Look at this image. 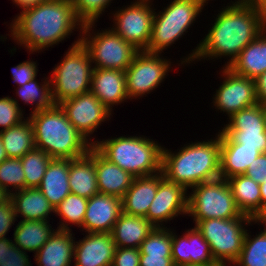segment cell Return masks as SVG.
<instances>
[{"mask_svg":"<svg viewBox=\"0 0 266 266\" xmlns=\"http://www.w3.org/2000/svg\"><path fill=\"white\" fill-rule=\"evenodd\" d=\"M139 248L116 247L111 266H140Z\"/></svg>","mask_w":266,"mask_h":266,"instance_id":"cell-43","label":"cell"},{"mask_svg":"<svg viewBox=\"0 0 266 266\" xmlns=\"http://www.w3.org/2000/svg\"><path fill=\"white\" fill-rule=\"evenodd\" d=\"M83 24L71 0H48L18 13L8 24L10 34L0 36V41L10 36L30 54L41 53L62 43L74 31L81 33Z\"/></svg>","mask_w":266,"mask_h":266,"instance_id":"cell-2","label":"cell"},{"mask_svg":"<svg viewBox=\"0 0 266 266\" xmlns=\"http://www.w3.org/2000/svg\"><path fill=\"white\" fill-rule=\"evenodd\" d=\"M252 224L255 225V219L243 215L233 219L199 220L194 225L208 242L214 260L221 265H232L243 248L246 227Z\"/></svg>","mask_w":266,"mask_h":266,"instance_id":"cell-9","label":"cell"},{"mask_svg":"<svg viewBox=\"0 0 266 266\" xmlns=\"http://www.w3.org/2000/svg\"><path fill=\"white\" fill-rule=\"evenodd\" d=\"M88 199L70 193L58 206L55 207V214L60 221L57 229L72 231L73 225L81 228L85 217ZM72 224V225H71Z\"/></svg>","mask_w":266,"mask_h":266,"instance_id":"cell-35","label":"cell"},{"mask_svg":"<svg viewBox=\"0 0 266 266\" xmlns=\"http://www.w3.org/2000/svg\"><path fill=\"white\" fill-rule=\"evenodd\" d=\"M92 92L101 103L112 113L113 107L129 100L126 92L125 71L93 68L91 76Z\"/></svg>","mask_w":266,"mask_h":266,"instance_id":"cell-20","label":"cell"},{"mask_svg":"<svg viewBox=\"0 0 266 266\" xmlns=\"http://www.w3.org/2000/svg\"><path fill=\"white\" fill-rule=\"evenodd\" d=\"M20 160L25 176V189L38 188L52 158L43 150L34 148Z\"/></svg>","mask_w":266,"mask_h":266,"instance_id":"cell-36","label":"cell"},{"mask_svg":"<svg viewBox=\"0 0 266 266\" xmlns=\"http://www.w3.org/2000/svg\"><path fill=\"white\" fill-rule=\"evenodd\" d=\"M188 192L187 216L193 223L206 219H233L244 214L238 209L226 179L200 183Z\"/></svg>","mask_w":266,"mask_h":266,"instance_id":"cell-10","label":"cell"},{"mask_svg":"<svg viewBox=\"0 0 266 266\" xmlns=\"http://www.w3.org/2000/svg\"><path fill=\"white\" fill-rule=\"evenodd\" d=\"M182 185L169 181L158 173V190L145 217L154 227H168L178 216H187L188 193ZM166 224V225H164Z\"/></svg>","mask_w":266,"mask_h":266,"instance_id":"cell-16","label":"cell"},{"mask_svg":"<svg viewBox=\"0 0 266 266\" xmlns=\"http://www.w3.org/2000/svg\"><path fill=\"white\" fill-rule=\"evenodd\" d=\"M0 138L8 158H21L35 148L32 123L27 117L21 123L0 131Z\"/></svg>","mask_w":266,"mask_h":266,"instance_id":"cell-32","label":"cell"},{"mask_svg":"<svg viewBox=\"0 0 266 266\" xmlns=\"http://www.w3.org/2000/svg\"><path fill=\"white\" fill-rule=\"evenodd\" d=\"M249 3L266 8V0H249Z\"/></svg>","mask_w":266,"mask_h":266,"instance_id":"cell-52","label":"cell"},{"mask_svg":"<svg viewBox=\"0 0 266 266\" xmlns=\"http://www.w3.org/2000/svg\"><path fill=\"white\" fill-rule=\"evenodd\" d=\"M260 194H261V215L266 210V181L260 184Z\"/></svg>","mask_w":266,"mask_h":266,"instance_id":"cell-49","label":"cell"},{"mask_svg":"<svg viewBox=\"0 0 266 266\" xmlns=\"http://www.w3.org/2000/svg\"><path fill=\"white\" fill-rule=\"evenodd\" d=\"M153 1L133 0L130 5L117 7L118 10L109 13L112 14L110 20L113 18L110 28L138 51L146 50L148 47L155 11Z\"/></svg>","mask_w":266,"mask_h":266,"instance_id":"cell-12","label":"cell"},{"mask_svg":"<svg viewBox=\"0 0 266 266\" xmlns=\"http://www.w3.org/2000/svg\"><path fill=\"white\" fill-rule=\"evenodd\" d=\"M10 200V194L0 186V205L8 202Z\"/></svg>","mask_w":266,"mask_h":266,"instance_id":"cell-50","label":"cell"},{"mask_svg":"<svg viewBox=\"0 0 266 266\" xmlns=\"http://www.w3.org/2000/svg\"><path fill=\"white\" fill-rule=\"evenodd\" d=\"M140 266H174L172 254H141Z\"/></svg>","mask_w":266,"mask_h":266,"instance_id":"cell-46","label":"cell"},{"mask_svg":"<svg viewBox=\"0 0 266 266\" xmlns=\"http://www.w3.org/2000/svg\"><path fill=\"white\" fill-rule=\"evenodd\" d=\"M263 113H264L265 127H266V104H263Z\"/></svg>","mask_w":266,"mask_h":266,"instance_id":"cell-54","label":"cell"},{"mask_svg":"<svg viewBox=\"0 0 266 266\" xmlns=\"http://www.w3.org/2000/svg\"><path fill=\"white\" fill-rule=\"evenodd\" d=\"M78 39L65 52L63 59L49 74L52 99L56 105L64 100L87 93L91 88L93 65L90 53Z\"/></svg>","mask_w":266,"mask_h":266,"instance_id":"cell-7","label":"cell"},{"mask_svg":"<svg viewBox=\"0 0 266 266\" xmlns=\"http://www.w3.org/2000/svg\"><path fill=\"white\" fill-rule=\"evenodd\" d=\"M75 234L57 229L34 255L37 266H73Z\"/></svg>","mask_w":266,"mask_h":266,"instance_id":"cell-21","label":"cell"},{"mask_svg":"<svg viewBox=\"0 0 266 266\" xmlns=\"http://www.w3.org/2000/svg\"><path fill=\"white\" fill-rule=\"evenodd\" d=\"M228 68L250 79H256L266 72V28L239 53Z\"/></svg>","mask_w":266,"mask_h":266,"instance_id":"cell-28","label":"cell"},{"mask_svg":"<svg viewBox=\"0 0 266 266\" xmlns=\"http://www.w3.org/2000/svg\"><path fill=\"white\" fill-rule=\"evenodd\" d=\"M221 128L220 135H228L235 143L242 144V147L258 148L261 153H266V127L262 104L257 103L236 112Z\"/></svg>","mask_w":266,"mask_h":266,"instance_id":"cell-15","label":"cell"},{"mask_svg":"<svg viewBox=\"0 0 266 266\" xmlns=\"http://www.w3.org/2000/svg\"><path fill=\"white\" fill-rule=\"evenodd\" d=\"M70 193L86 199L98 194L97 175L95 170V147L79 158L71 159L69 167Z\"/></svg>","mask_w":266,"mask_h":266,"instance_id":"cell-23","label":"cell"},{"mask_svg":"<svg viewBox=\"0 0 266 266\" xmlns=\"http://www.w3.org/2000/svg\"><path fill=\"white\" fill-rule=\"evenodd\" d=\"M37 61L26 60L18 65L14 66L11 69V75L12 80L14 84L17 85V87L24 85L25 83H28L34 78H37L38 75V67H37Z\"/></svg>","mask_w":266,"mask_h":266,"instance_id":"cell-42","label":"cell"},{"mask_svg":"<svg viewBox=\"0 0 266 266\" xmlns=\"http://www.w3.org/2000/svg\"><path fill=\"white\" fill-rule=\"evenodd\" d=\"M262 154L258 148L242 147L228 135H220V177L228 179L245 174L249 165Z\"/></svg>","mask_w":266,"mask_h":266,"instance_id":"cell-22","label":"cell"},{"mask_svg":"<svg viewBox=\"0 0 266 266\" xmlns=\"http://www.w3.org/2000/svg\"><path fill=\"white\" fill-rule=\"evenodd\" d=\"M258 221L261 224H265L266 225V210L264 211V213L260 216V218L258 219Z\"/></svg>","mask_w":266,"mask_h":266,"instance_id":"cell-53","label":"cell"},{"mask_svg":"<svg viewBox=\"0 0 266 266\" xmlns=\"http://www.w3.org/2000/svg\"><path fill=\"white\" fill-rule=\"evenodd\" d=\"M172 229L171 253L174 266H217L208 242L196 226L177 235Z\"/></svg>","mask_w":266,"mask_h":266,"instance_id":"cell-17","label":"cell"},{"mask_svg":"<svg viewBox=\"0 0 266 266\" xmlns=\"http://www.w3.org/2000/svg\"><path fill=\"white\" fill-rule=\"evenodd\" d=\"M155 227L140 246V254H172V228Z\"/></svg>","mask_w":266,"mask_h":266,"instance_id":"cell-38","label":"cell"},{"mask_svg":"<svg viewBox=\"0 0 266 266\" xmlns=\"http://www.w3.org/2000/svg\"><path fill=\"white\" fill-rule=\"evenodd\" d=\"M238 209L244 215L258 220L261 216L260 184L245 174L226 179Z\"/></svg>","mask_w":266,"mask_h":266,"instance_id":"cell-30","label":"cell"},{"mask_svg":"<svg viewBox=\"0 0 266 266\" xmlns=\"http://www.w3.org/2000/svg\"><path fill=\"white\" fill-rule=\"evenodd\" d=\"M75 241L73 266H111L116 244L111 233H85Z\"/></svg>","mask_w":266,"mask_h":266,"instance_id":"cell-19","label":"cell"},{"mask_svg":"<svg viewBox=\"0 0 266 266\" xmlns=\"http://www.w3.org/2000/svg\"><path fill=\"white\" fill-rule=\"evenodd\" d=\"M172 63L162 53L138 51L125 71L129 100L142 99L159 88L173 69Z\"/></svg>","mask_w":266,"mask_h":266,"instance_id":"cell-11","label":"cell"},{"mask_svg":"<svg viewBox=\"0 0 266 266\" xmlns=\"http://www.w3.org/2000/svg\"><path fill=\"white\" fill-rule=\"evenodd\" d=\"M10 200L15 209L16 220L21 217L22 220L50 221V217L55 215L54 206L49 203L38 188L16 191L10 195Z\"/></svg>","mask_w":266,"mask_h":266,"instance_id":"cell-26","label":"cell"},{"mask_svg":"<svg viewBox=\"0 0 266 266\" xmlns=\"http://www.w3.org/2000/svg\"><path fill=\"white\" fill-rule=\"evenodd\" d=\"M207 4V0H171L162 11L155 9L151 36L145 51L164 53L188 33Z\"/></svg>","mask_w":266,"mask_h":266,"instance_id":"cell-6","label":"cell"},{"mask_svg":"<svg viewBox=\"0 0 266 266\" xmlns=\"http://www.w3.org/2000/svg\"><path fill=\"white\" fill-rule=\"evenodd\" d=\"M157 190L158 173L134 178L132 185L121 198L122 212L146 217Z\"/></svg>","mask_w":266,"mask_h":266,"instance_id":"cell-25","label":"cell"},{"mask_svg":"<svg viewBox=\"0 0 266 266\" xmlns=\"http://www.w3.org/2000/svg\"><path fill=\"white\" fill-rule=\"evenodd\" d=\"M48 0H12V3L18 8H21V11L35 7L39 4L45 3Z\"/></svg>","mask_w":266,"mask_h":266,"instance_id":"cell-48","label":"cell"},{"mask_svg":"<svg viewBox=\"0 0 266 266\" xmlns=\"http://www.w3.org/2000/svg\"><path fill=\"white\" fill-rule=\"evenodd\" d=\"M0 186L10 195L25 189V176L19 158H7L0 163Z\"/></svg>","mask_w":266,"mask_h":266,"instance_id":"cell-37","label":"cell"},{"mask_svg":"<svg viewBox=\"0 0 266 266\" xmlns=\"http://www.w3.org/2000/svg\"><path fill=\"white\" fill-rule=\"evenodd\" d=\"M155 227L142 216L120 214L111 232L116 247L140 248Z\"/></svg>","mask_w":266,"mask_h":266,"instance_id":"cell-29","label":"cell"},{"mask_svg":"<svg viewBox=\"0 0 266 266\" xmlns=\"http://www.w3.org/2000/svg\"><path fill=\"white\" fill-rule=\"evenodd\" d=\"M28 253L19 249L12 239H0V266H32Z\"/></svg>","mask_w":266,"mask_h":266,"instance_id":"cell-41","label":"cell"},{"mask_svg":"<svg viewBox=\"0 0 266 266\" xmlns=\"http://www.w3.org/2000/svg\"><path fill=\"white\" fill-rule=\"evenodd\" d=\"M15 91L16 96H18L16 98L21 99V102L23 101L24 105H31L32 107L35 105L30 113L49 109L55 105L52 99L50 78L47 76H44L40 83L38 82V79L34 78L28 83L16 87Z\"/></svg>","mask_w":266,"mask_h":266,"instance_id":"cell-33","label":"cell"},{"mask_svg":"<svg viewBox=\"0 0 266 266\" xmlns=\"http://www.w3.org/2000/svg\"><path fill=\"white\" fill-rule=\"evenodd\" d=\"M76 16L83 22H98L101 15L107 12L106 8L114 0H71ZM106 10V11H105Z\"/></svg>","mask_w":266,"mask_h":266,"instance_id":"cell-39","label":"cell"},{"mask_svg":"<svg viewBox=\"0 0 266 266\" xmlns=\"http://www.w3.org/2000/svg\"><path fill=\"white\" fill-rule=\"evenodd\" d=\"M245 175L259 184L266 181V153L260 154L254 162L249 165Z\"/></svg>","mask_w":266,"mask_h":266,"instance_id":"cell-45","label":"cell"},{"mask_svg":"<svg viewBox=\"0 0 266 266\" xmlns=\"http://www.w3.org/2000/svg\"><path fill=\"white\" fill-rule=\"evenodd\" d=\"M70 162L71 159H52L38 187L54 208L70 194Z\"/></svg>","mask_w":266,"mask_h":266,"instance_id":"cell-27","label":"cell"},{"mask_svg":"<svg viewBox=\"0 0 266 266\" xmlns=\"http://www.w3.org/2000/svg\"><path fill=\"white\" fill-rule=\"evenodd\" d=\"M255 224L263 226V229L260 228L255 236L247 230L240 256L230 266H266V225L258 220H255Z\"/></svg>","mask_w":266,"mask_h":266,"instance_id":"cell-34","label":"cell"},{"mask_svg":"<svg viewBox=\"0 0 266 266\" xmlns=\"http://www.w3.org/2000/svg\"><path fill=\"white\" fill-rule=\"evenodd\" d=\"M8 156L6 154L5 148L3 146L2 140L0 138V163H2Z\"/></svg>","mask_w":266,"mask_h":266,"instance_id":"cell-51","label":"cell"},{"mask_svg":"<svg viewBox=\"0 0 266 266\" xmlns=\"http://www.w3.org/2000/svg\"><path fill=\"white\" fill-rule=\"evenodd\" d=\"M219 74L222 83L213 95L212 107L223 112L229 119L236 112L258 103L254 79L234 73L227 66H222Z\"/></svg>","mask_w":266,"mask_h":266,"instance_id":"cell-13","label":"cell"},{"mask_svg":"<svg viewBox=\"0 0 266 266\" xmlns=\"http://www.w3.org/2000/svg\"><path fill=\"white\" fill-rule=\"evenodd\" d=\"M106 159L133 177H143L162 171V149L153 138L127 134L99 139L93 145Z\"/></svg>","mask_w":266,"mask_h":266,"instance_id":"cell-5","label":"cell"},{"mask_svg":"<svg viewBox=\"0 0 266 266\" xmlns=\"http://www.w3.org/2000/svg\"><path fill=\"white\" fill-rule=\"evenodd\" d=\"M16 220L15 209L12 201L0 205V239L7 238V233Z\"/></svg>","mask_w":266,"mask_h":266,"instance_id":"cell-44","label":"cell"},{"mask_svg":"<svg viewBox=\"0 0 266 266\" xmlns=\"http://www.w3.org/2000/svg\"><path fill=\"white\" fill-rule=\"evenodd\" d=\"M218 10L214 23L203 39L188 55L180 58L179 66L197 61L227 59L230 65L239 53L266 28V8L248 2L230 1ZM223 57V58H222ZM229 58V59H228ZM181 64V65H180Z\"/></svg>","mask_w":266,"mask_h":266,"instance_id":"cell-1","label":"cell"},{"mask_svg":"<svg viewBox=\"0 0 266 266\" xmlns=\"http://www.w3.org/2000/svg\"><path fill=\"white\" fill-rule=\"evenodd\" d=\"M95 170L98 192L120 198L123 197L135 178L127 171L106 159L96 148Z\"/></svg>","mask_w":266,"mask_h":266,"instance_id":"cell-24","label":"cell"},{"mask_svg":"<svg viewBox=\"0 0 266 266\" xmlns=\"http://www.w3.org/2000/svg\"><path fill=\"white\" fill-rule=\"evenodd\" d=\"M19 100L9 96L0 98V131L9 129L25 120L24 109L18 103Z\"/></svg>","mask_w":266,"mask_h":266,"instance_id":"cell-40","label":"cell"},{"mask_svg":"<svg viewBox=\"0 0 266 266\" xmlns=\"http://www.w3.org/2000/svg\"><path fill=\"white\" fill-rule=\"evenodd\" d=\"M13 233V243L22 251L33 252L34 255L48 241L56 229L50 221L21 220L16 223Z\"/></svg>","mask_w":266,"mask_h":266,"instance_id":"cell-31","label":"cell"},{"mask_svg":"<svg viewBox=\"0 0 266 266\" xmlns=\"http://www.w3.org/2000/svg\"><path fill=\"white\" fill-rule=\"evenodd\" d=\"M162 172L169 181L192 187L220 177V133L207 140L191 141L177 151L163 146Z\"/></svg>","mask_w":266,"mask_h":266,"instance_id":"cell-3","label":"cell"},{"mask_svg":"<svg viewBox=\"0 0 266 266\" xmlns=\"http://www.w3.org/2000/svg\"><path fill=\"white\" fill-rule=\"evenodd\" d=\"M122 213L120 197L98 193L88 199L80 232L111 233ZM85 230V231H84Z\"/></svg>","mask_w":266,"mask_h":266,"instance_id":"cell-18","label":"cell"},{"mask_svg":"<svg viewBox=\"0 0 266 266\" xmlns=\"http://www.w3.org/2000/svg\"><path fill=\"white\" fill-rule=\"evenodd\" d=\"M207 1L209 3L210 0H207ZM211 1H213V0H211ZM234 2H248L249 3V0H234Z\"/></svg>","mask_w":266,"mask_h":266,"instance_id":"cell-55","label":"cell"},{"mask_svg":"<svg viewBox=\"0 0 266 266\" xmlns=\"http://www.w3.org/2000/svg\"><path fill=\"white\" fill-rule=\"evenodd\" d=\"M95 24L84 23L81 32V43L90 53L93 68L126 71L138 50L112 28L96 30Z\"/></svg>","mask_w":266,"mask_h":266,"instance_id":"cell-8","label":"cell"},{"mask_svg":"<svg viewBox=\"0 0 266 266\" xmlns=\"http://www.w3.org/2000/svg\"><path fill=\"white\" fill-rule=\"evenodd\" d=\"M58 105L64 111L70 123L92 145L97 142V139H94L96 137L93 136L94 132H98L97 129L113 117L112 113L90 91L64 100Z\"/></svg>","mask_w":266,"mask_h":266,"instance_id":"cell-14","label":"cell"},{"mask_svg":"<svg viewBox=\"0 0 266 266\" xmlns=\"http://www.w3.org/2000/svg\"><path fill=\"white\" fill-rule=\"evenodd\" d=\"M35 148L52 159H76L93 146L68 120L59 105L29 113Z\"/></svg>","mask_w":266,"mask_h":266,"instance_id":"cell-4","label":"cell"},{"mask_svg":"<svg viewBox=\"0 0 266 266\" xmlns=\"http://www.w3.org/2000/svg\"><path fill=\"white\" fill-rule=\"evenodd\" d=\"M254 81L258 103L266 104V72L254 79Z\"/></svg>","mask_w":266,"mask_h":266,"instance_id":"cell-47","label":"cell"}]
</instances>
